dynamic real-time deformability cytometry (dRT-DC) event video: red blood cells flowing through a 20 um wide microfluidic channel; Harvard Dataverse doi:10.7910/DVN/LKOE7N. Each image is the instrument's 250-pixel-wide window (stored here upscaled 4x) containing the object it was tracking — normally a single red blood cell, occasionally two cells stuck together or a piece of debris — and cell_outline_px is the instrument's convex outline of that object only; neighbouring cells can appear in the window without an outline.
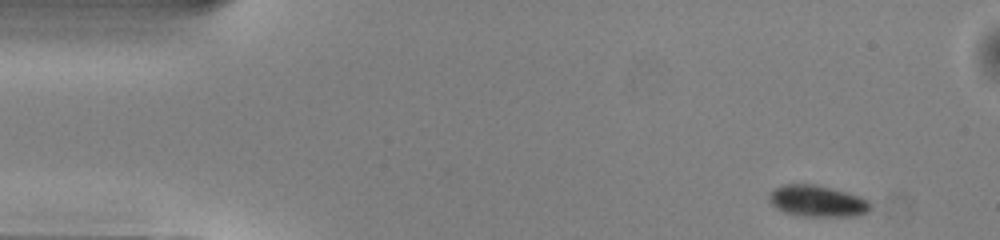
{"species": "common noctule bat (a hibernating species)", "species_latin": "Nyctalus noctula", "temperature_condition": "warm", "stored_images_in_passage": 48, "camera_frame_rate_fps": 3000, "um_per_image_px": 0.085, "animal": {"sex": "male", "body_mass_g": 13.0, "forearm_length_mm": 53.1}, "frame": {"image": 1, "passage_image": 1, "time_ms": 0.0, "image_size_px": [1000, 240], "cell_outline_px": [[872, 208], [868, 212], [856, 216], [804, 216], [784, 212], [776, 208], [768, 200], [768, 192], [784, 184], [812, 184], [844, 192], [868, 200], [872, 204]], "centroid_in_image_um": [69.45, 17.1], "position_along_channel_um": 15.6, "area_um2": 18.38}}
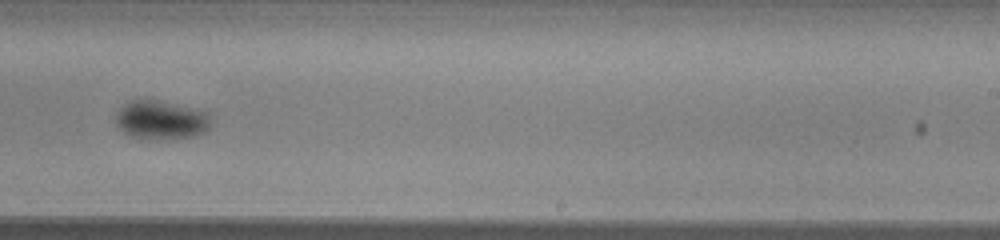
{"frame": {"image": 2, "passage_image": 28, "time_ms": 9.0, "image_size_px": [1000, 240], "cell_outline_px": [[212, 120], [208, 128], [204, 132], [192, 136], [148, 140], [132, 136], [124, 132], [120, 128], [116, 116], [120, 108], [128, 100], [156, 100], [208, 112]], "centroid_in_image_um": [13.7, 10.2], "position_along_channel_um": 275.3, "area_um2": 21.15}}
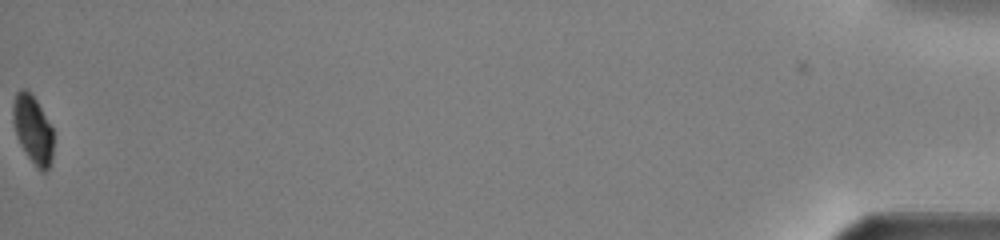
{"frame": {"image": 3, "passage_image": 48, "time_ms": 15.667, "image_size_px": [1000, 240], "cell_outline_px": [[52, 160], [48, 168], [44, 172], [40, 172], [28, 156], [20, 144], [12, 120], [12, 108], [16, 92], [20, 88], [24, 88], [36, 100], [52, 128]], "centroid_in_image_um": [2.78, 11.01], "position_along_channel_um": 432.4, "area_um2": 15.78}}